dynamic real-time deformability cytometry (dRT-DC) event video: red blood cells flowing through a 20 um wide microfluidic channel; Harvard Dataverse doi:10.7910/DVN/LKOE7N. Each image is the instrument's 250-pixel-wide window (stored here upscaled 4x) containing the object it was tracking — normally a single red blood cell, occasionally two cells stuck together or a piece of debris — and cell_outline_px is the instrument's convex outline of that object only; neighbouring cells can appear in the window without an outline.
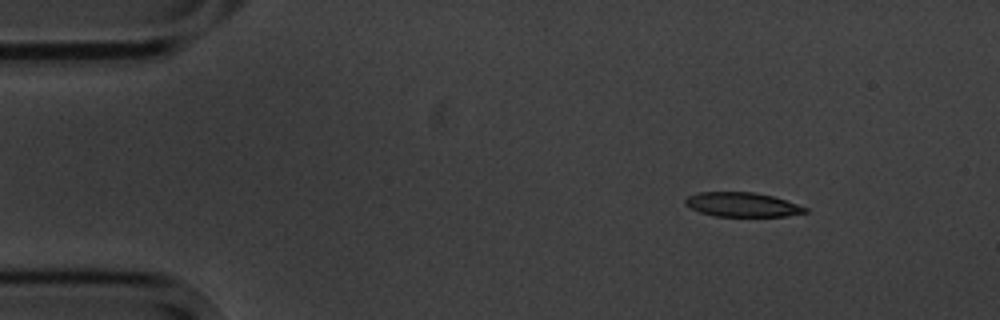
{"species": "common noctule bat (a hibernating species)", "species_latin": "Nyctalus noctula", "temperature_condition": "cold", "stored_images_in_passage": 3, "camera_frame_rate_fps": 3000, "um_per_image_px": 0.085, "animal": {"sex": "male", "body_mass_g": 20.1, "forearm_length_mm": 53.5}, "frame": {"image": 1, "passage_image": 1, "time_ms": 0.0, "image_size_px": [1000, 320], "cell_outline_px": [[808, 212], [784, 216], [716, 216], [700, 212], [684, 204], [684, 200], [688, 196], [700, 192], [756, 192], [772, 196], [808, 208]], "centroid_in_image_um": [63.07, 17.39], "position_along_channel_um": 21.9, "area_um2": 16.82}}